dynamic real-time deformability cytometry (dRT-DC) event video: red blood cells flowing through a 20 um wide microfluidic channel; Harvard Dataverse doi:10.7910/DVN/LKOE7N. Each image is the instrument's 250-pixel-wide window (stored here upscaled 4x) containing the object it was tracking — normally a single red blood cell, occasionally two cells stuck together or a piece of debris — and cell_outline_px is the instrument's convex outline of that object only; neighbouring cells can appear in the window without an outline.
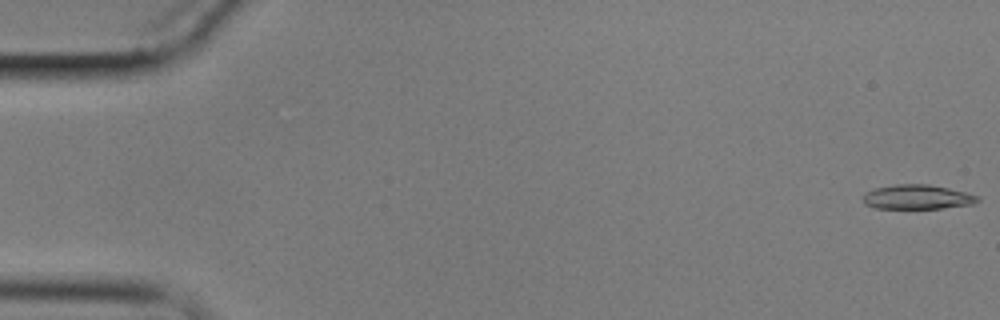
{"species": "common noctule bat (a hibernating species)", "species_latin": "Nyctalus noctula", "temperature_condition": "cold", "stored_images_in_passage": 8, "camera_frame_rate_fps": 3000, "um_per_image_px": 0.085, "animal": {"sex": "male", "body_mass_g": 17.9}, "frame": {"image": 1, "passage_image": 1, "time_ms": 0.0, "image_size_px": [1000, 320], "cell_outline_px": [[980, 200], [972, 204], [944, 208], [876, 208], [864, 204], [864, 192], [876, 188], [896, 184], [928, 184], [948, 188], [980, 196]], "centroid_in_image_um": [77.98, 16.74], "position_along_channel_um": 7.0, "area_um2": 16.24}}